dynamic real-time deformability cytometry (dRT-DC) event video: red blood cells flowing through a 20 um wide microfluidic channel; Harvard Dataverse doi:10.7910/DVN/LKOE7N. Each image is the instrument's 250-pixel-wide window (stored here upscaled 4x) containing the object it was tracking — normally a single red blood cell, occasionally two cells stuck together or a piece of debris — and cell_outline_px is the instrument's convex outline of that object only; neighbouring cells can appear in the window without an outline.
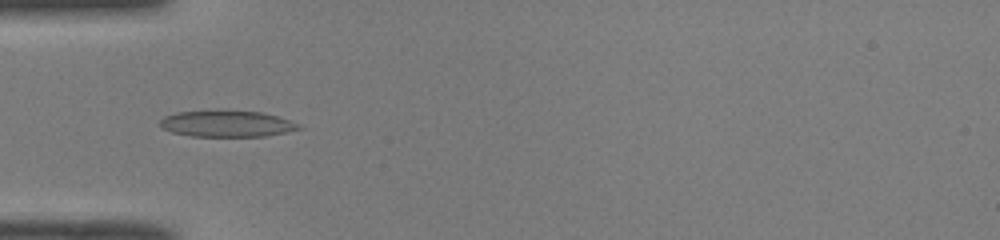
{"species": "common noctule bat (a hibernating species)", "species_latin": "Nyctalus noctula", "temperature_condition": "room temperature", "stored_images_in_passage": 34, "camera_frame_rate_fps": 3000, "um_per_image_px": 0.085, "animal": {"sex": "male", "body_mass_g": 19.0, "forearm_length_mm": 50.8}, "frame": {"image": 1, "passage_image": 1, "time_ms": 0.0, "image_size_px": [1000, 240], "cell_outline_px": [[304, 128], [288, 132], [264, 136], [192, 136], [172, 132], [164, 128], [160, 124], [160, 120], [164, 116], [176, 112], [260, 112], [276, 116], [300, 124]], "centroid_in_image_um": [19.32, 10.54], "position_along_channel_um": 65.7, "area_um2": 20.63}}
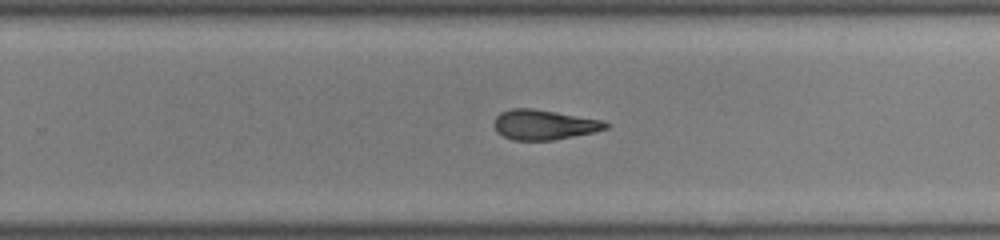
{"frame": {"image": 2, "passage_image": 17, "time_ms": 5.333, "image_size_px": [1000, 240], "cell_outline_px": [[612, 124], [608, 128], [596, 132], [552, 140], [512, 140], [496, 132], [492, 124], [496, 116], [500, 112], [512, 108], [532, 108], [556, 112], [600, 120]], "centroid_in_image_um": [46.21, 10.6], "position_along_channel_um": 283.6, "area_um2": 19.59}}
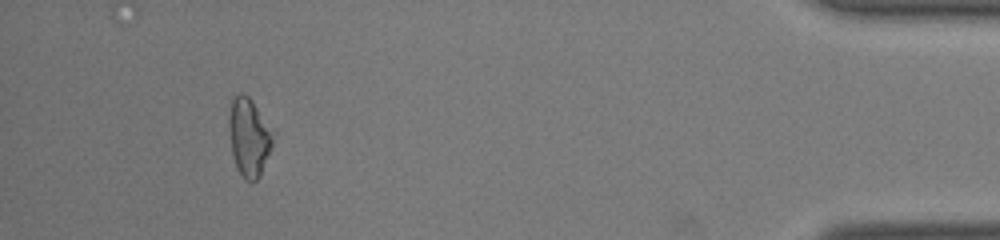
{"frame": {"image": 3, "passage_image": 31, "time_ms": 10.0, "image_size_px": [1000, 240], "cell_outline_px": [[276, 136], [260, 176], [256, 180], [244, 180], [236, 164], [232, 152], [228, 124], [228, 116], [232, 96], [240, 92], [244, 92], [252, 100], [276, 132]], "centroid_in_image_um": [21.19, 11.58], "position_along_channel_um": 414.0, "area_um2": 20.46}, "authors_computed_cell_mechanics": {"area_um2": 20.2011, "velocity_mm_per_s": 4.109, "shape_relaxation_time_tau1_ms": null, "shape_relaxation_time_tau2_ms": 3.1287, "deformation_change_tau1": null, "deformation_change_tau2": 0.1034}}